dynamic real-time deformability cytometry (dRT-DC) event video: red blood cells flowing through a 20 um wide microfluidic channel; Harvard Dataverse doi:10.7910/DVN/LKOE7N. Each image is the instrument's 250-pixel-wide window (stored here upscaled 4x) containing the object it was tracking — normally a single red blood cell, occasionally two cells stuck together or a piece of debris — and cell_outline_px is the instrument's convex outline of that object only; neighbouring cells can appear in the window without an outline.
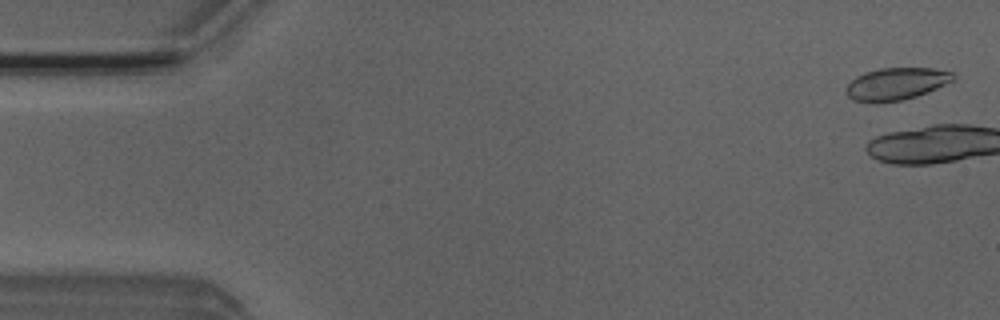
{"species": "Egyptian fruit bat (a non-hibernating species)", "species_latin": "Rousettus aegyptiacus", "temperature_condition": "room temperature", "stored_images_in_passage": 4, "camera_frame_rate_fps": 3000, "um_per_image_px": 0.085, "animal": {"sex": "male"}, "frame": {"image": 1, "passage_image": 2, "time_ms": 0.333, "image_size_px": [1000, 320], "cell_outline_px": [[952, 80], [936, 88], [916, 96], [900, 100], [876, 104], [872, 104], [852, 100], [844, 92], [848, 84], [856, 76], [880, 68], [932, 68], [952, 72]], "centroid_in_image_um": [76.09, 7.15], "position_along_channel_um": 8.9, "area_um2": 20.0}}